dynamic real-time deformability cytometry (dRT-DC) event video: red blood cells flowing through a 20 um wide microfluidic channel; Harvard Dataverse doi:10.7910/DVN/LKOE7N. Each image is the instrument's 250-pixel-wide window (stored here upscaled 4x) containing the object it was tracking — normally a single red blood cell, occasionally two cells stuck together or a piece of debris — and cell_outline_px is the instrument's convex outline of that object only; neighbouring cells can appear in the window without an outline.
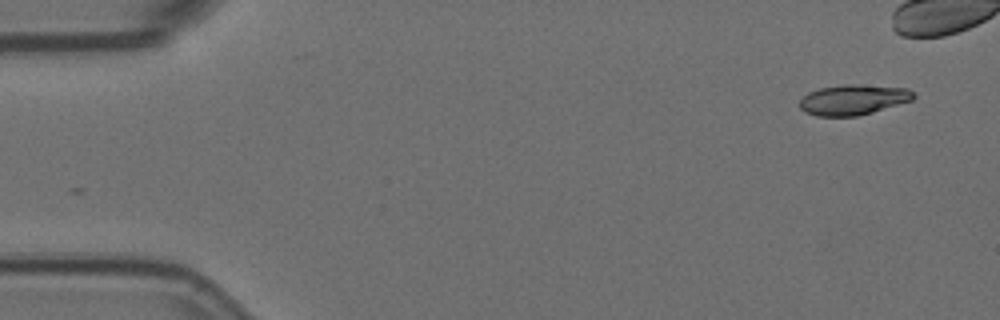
{"species": "Egyptian fruit bat (a non-hibernating species)", "species_latin": "Rousettus aegyptiacus", "temperature_condition": "room temperature", "stored_images_in_passage": 21, "camera_frame_rate_fps": 3000, "um_per_image_px": 0.085, "animal": {"sex": "female"}, "frame": {"image": 1, "passage_image": 1, "time_ms": 0.0, "image_size_px": [1000, 320], "cell_outline_px": [[916, 96], [912, 100], [872, 112], [856, 116], [816, 116], [804, 112], [800, 108], [800, 100], [808, 92], [820, 88], [844, 84], [860, 84], [908, 88]], "centroid_in_image_um": [72.51, 8.47], "position_along_channel_um": 12.5, "area_um2": 20.11}}
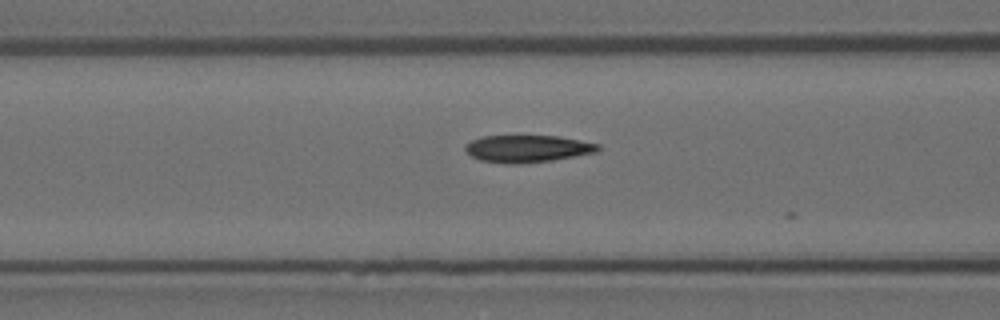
{"frame": {"image": 2, "passage_image": 20, "time_ms": 6.333, "image_size_px": [1000, 320], "cell_outline_px": [[600, 148], [596, 152], [552, 160], [520, 164], [512, 164], [480, 160], [472, 156], [464, 148], [464, 144], [472, 140], [484, 136], [560, 136], [600, 144]], "centroid_in_image_um": [44.83, 12.63], "position_along_channel_um": 121.8, "area_um2": 20.92}}